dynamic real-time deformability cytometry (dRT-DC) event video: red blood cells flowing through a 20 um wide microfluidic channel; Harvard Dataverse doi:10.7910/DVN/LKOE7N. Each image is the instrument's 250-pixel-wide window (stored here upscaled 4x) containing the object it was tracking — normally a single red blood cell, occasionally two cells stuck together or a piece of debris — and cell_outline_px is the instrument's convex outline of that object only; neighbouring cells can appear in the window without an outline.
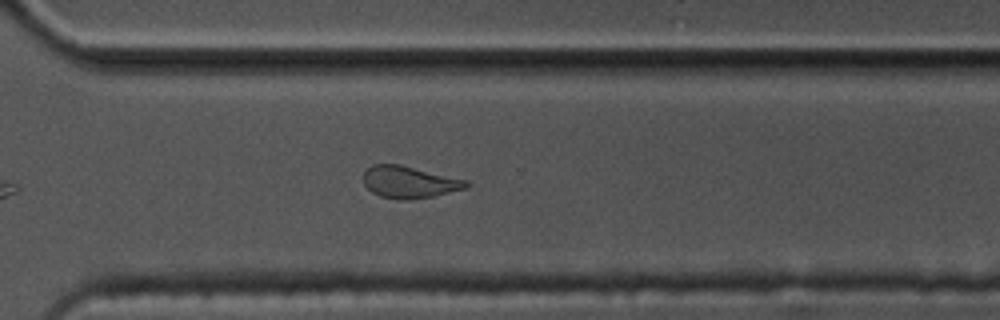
{"species": "common noctule bat (a hibernating species)", "species_latin": "Nyctalus noctula", "temperature_condition": "cold", "stored_images_in_passage": 35, "camera_frame_rate_fps": 3000, "um_per_image_px": 0.085, "animal": {"sex": "male", "body_mass_g": 17.5, "forearm_length_mm": 52.3}, "frame": {"image": 1, "passage_image": 30, "time_ms": 9.667, "image_size_px": [1000, 320], "cell_outline_px": [[472, 184], [468, 188], [432, 196], [404, 200], [400, 200], [380, 196], [372, 192], [364, 184], [364, 172], [372, 164], [400, 164], [468, 180]], "centroid_in_image_um": [34.82, 15.47], "position_along_channel_um": 335.8, "area_um2": 19.19}}